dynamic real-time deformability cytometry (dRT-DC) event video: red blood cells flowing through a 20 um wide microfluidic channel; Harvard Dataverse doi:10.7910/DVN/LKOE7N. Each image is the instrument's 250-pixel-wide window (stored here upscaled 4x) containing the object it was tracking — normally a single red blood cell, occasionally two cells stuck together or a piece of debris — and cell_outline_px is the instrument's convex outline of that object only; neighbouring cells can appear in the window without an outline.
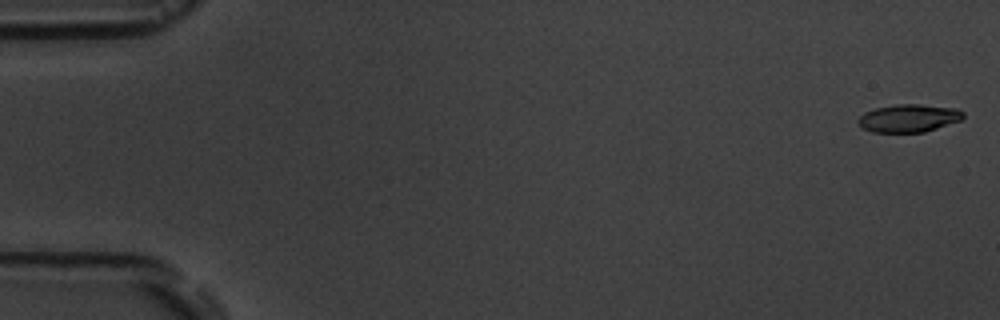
{"species": "common noctule bat (a hibernating species)", "species_latin": "Nyctalus noctula", "temperature_condition": "room temperature", "stored_images_in_passage": 5, "camera_frame_rate_fps": 3000, "um_per_image_px": 0.085, "animal": {"sex": "male", "body_mass_g": 19.5, "forearm_length_mm": 54.6}, "frame": {"image": 1, "passage_image": 1, "time_ms": 0.0, "image_size_px": [1000, 320], "cell_outline_px": [[964, 116], [960, 120], [924, 132], [872, 132], [864, 128], [856, 120], [864, 112], [876, 108], [896, 104], [920, 104], [956, 108], [964, 112]], "centroid_in_image_um": [77.23, 10.03], "position_along_channel_um": 7.8, "area_um2": 16.94}}